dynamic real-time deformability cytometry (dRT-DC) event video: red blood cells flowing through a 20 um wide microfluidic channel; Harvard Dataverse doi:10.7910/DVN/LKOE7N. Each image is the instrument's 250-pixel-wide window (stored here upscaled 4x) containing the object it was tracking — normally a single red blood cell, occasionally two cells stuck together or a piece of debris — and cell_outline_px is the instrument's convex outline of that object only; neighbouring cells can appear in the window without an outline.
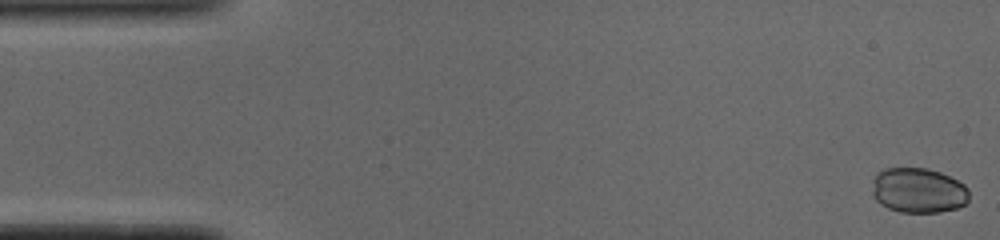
{"species": "common noctule bat (a hibernating species)", "species_latin": "Nyctalus noctula", "temperature_condition": "cold", "stored_images_in_passage": 51, "camera_frame_rate_fps": 3000, "um_per_image_px": 0.085, "animal": {"sex": "male", "body_mass_g": 19.0, "forearm_length_mm": 50.8}, "frame": {"image": 1, "passage_image": 1, "time_ms": 0.0, "image_size_px": [1000, 240], "cell_outline_px": [[968, 200], [964, 204], [956, 208], [940, 212], [900, 212], [888, 208], [880, 204], [872, 196], [872, 180], [876, 172], [884, 168], [928, 168], [940, 172], [964, 184], [968, 188]], "centroid_in_image_um": [78.01, 16.18], "position_along_channel_um": 7.0, "area_um2": 25.66}}
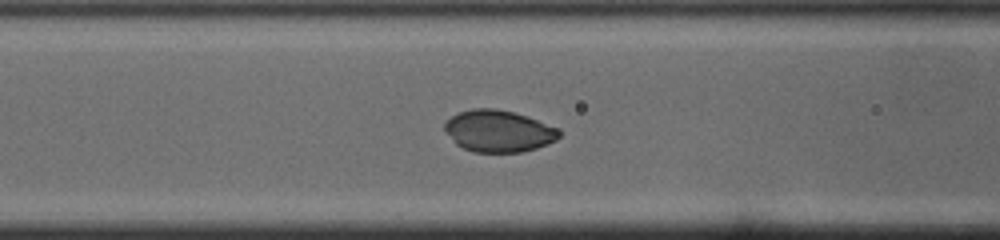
{"frame": {"image": 2, "passage_image": 20, "time_ms": 6.333, "image_size_px": [1000, 240], "cell_outline_px": [[560, 136], [556, 140], [548, 144], [536, 148], [520, 152], [472, 152], [456, 144], [444, 132], [444, 120], [456, 112], [472, 108], [496, 108], [528, 116], [560, 128]], "centroid_in_image_um": [42.35, 11.12], "position_along_channel_um": 124.3, "area_um2": 28.38}}
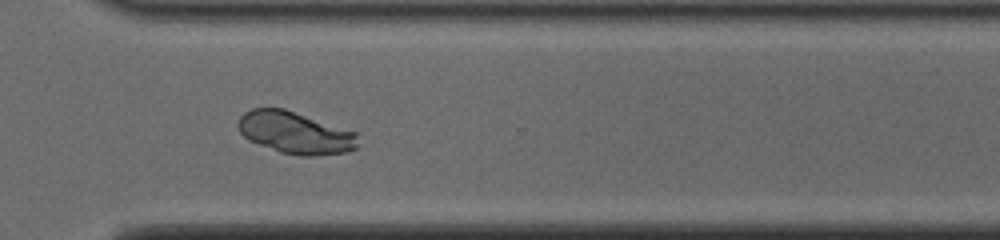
{"frame": {"image": 3, "passage_image": 37, "time_ms": 12.0, "image_size_px": [1000, 240], "cell_outline_px": [[360, 144], [356, 148], [348, 152], [312, 156], [300, 156], [280, 152], [248, 140], [240, 132], [236, 124], [240, 116], [244, 112], [252, 108], [284, 108], [356, 132]], "centroid_in_image_um": [25.09, 11.28], "position_along_channel_um": 345.5, "area_um2": 29.54}, "authors_computed_cell_mechanics": {"area_um2": 28.033, "velocity_mm_per_s": 3.898, "shape_relaxation_time_tau1_ms": 0.0129, "shape_relaxation_time_tau2_ms": null, "deformation_change_tau1": 0.0125, "deformation_change_tau2": null}}